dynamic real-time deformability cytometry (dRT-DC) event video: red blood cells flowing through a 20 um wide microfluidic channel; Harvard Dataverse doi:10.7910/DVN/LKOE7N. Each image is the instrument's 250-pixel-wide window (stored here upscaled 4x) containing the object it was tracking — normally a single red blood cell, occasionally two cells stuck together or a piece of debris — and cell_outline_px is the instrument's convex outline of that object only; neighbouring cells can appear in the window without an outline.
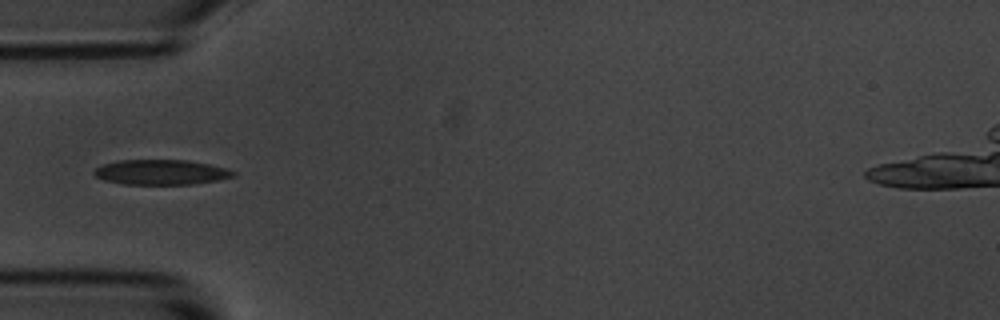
{"species": "common noctule bat (a hibernating species)", "species_latin": "Nyctalus noctula", "temperature_condition": "room temperature", "stored_images_in_passage": 4, "camera_frame_rate_fps": 3000, "um_per_image_px": 0.085, "animal": {"sex": "male", "body_mass_g": 20.1, "forearm_length_mm": 53.5}, "frame": {"image": 1, "passage_image": 4, "time_ms": 3.333, "image_size_px": [1000, 320], "cell_outline_px": [[236, 176], [216, 180], [192, 184], [124, 184], [104, 180], [96, 176], [92, 172], [96, 168], [104, 164], [120, 160], [188, 160], [228, 168], [236, 172]], "centroid_in_image_um": [13.71, 14.63], "position_along_channel_um": 71.3, "area_um2": 20.23}}